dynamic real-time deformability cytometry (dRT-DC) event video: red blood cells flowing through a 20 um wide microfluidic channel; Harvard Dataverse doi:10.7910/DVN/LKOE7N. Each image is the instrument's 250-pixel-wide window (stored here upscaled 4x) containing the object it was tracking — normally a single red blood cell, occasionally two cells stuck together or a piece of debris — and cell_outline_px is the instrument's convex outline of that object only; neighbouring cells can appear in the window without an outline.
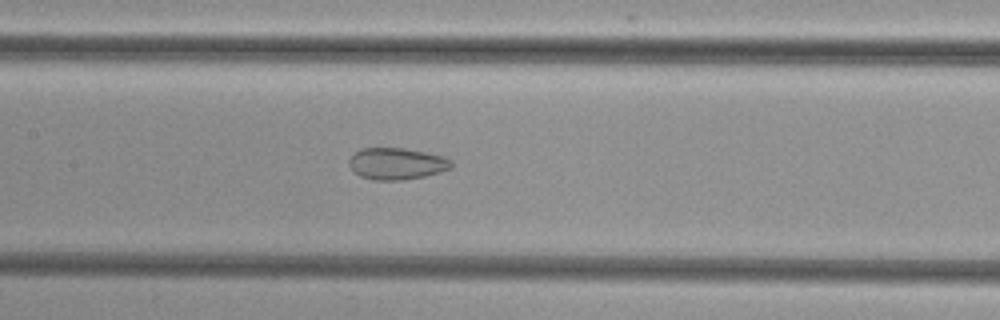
{"species": "common noctule bat (a hibernating species)", "species_latin": "Nyctalus noctula", "temperature_condition": "cold", "stored_images_in_passage": 52, "camera_frame_rate_fps": 3000, "um_per_image_px": 0.085, "animal": {"sex": "female", "body_mass_g": 29.2, "forearm_length_mm": 56.3}, "frame": {"image": 1, "passage_image": 25, "time_ms": 8.0, "image_size_px": [1000, 320], "cell_outline_px": [[452, 168], [440, 172], [424, 176], [404, 180], [372, 180], [360, 176], [348, 164], [348, 160], [360, 148], [404, 148], [444, 156], [452, 160]], "centroid_in_image_um": [33.73, 13.91], "position_along_channel_um": 173.7, "area_um2": 18.9}}
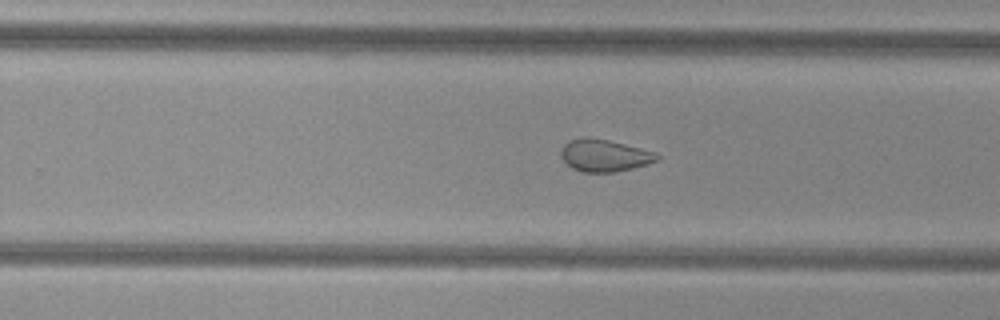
{"frame": {"image": 2, "passage_image": 33, "time_ms": 10.667, "image_size_px": [1000, 320], "cell_outline_px": [[660, 160], [648, 164], [616, 172], [580, 172], [572, 168], [560, 156], [560, 148], [568, 140], [584, 136], [588, 136], [608, 140], [656, 152], [660, 156]], "centroid_in_image_um": [51.36, 13.2], "position_along_channel_um": 278.4, "area_um2": 18.26}}
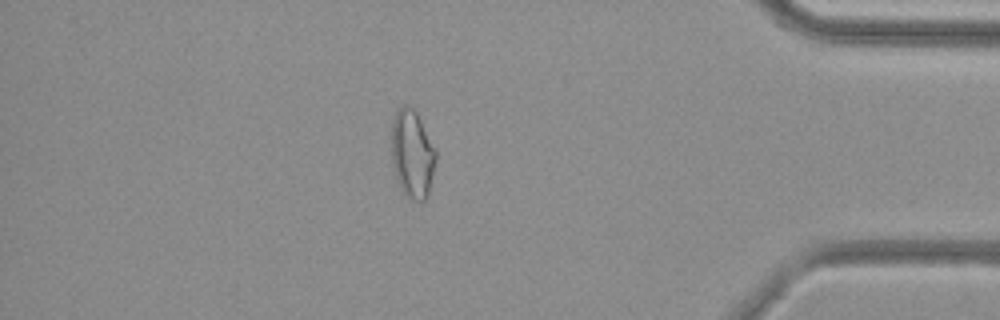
{"frame": {"image": 3, "passage_image": 45, "time_ms": 14.667, "image_size_px": [1000, 320], "cell_outline_px": [[436, 160], [428, 196], [424, 200], [412, 200], [404, 196], [396, 180], [392, 164], [392, 120], [396, 112], [404, 104], [408, 104], [416, 112], [436, 148]], "centroid_in_image_um": [35.04, 13.11], "position_along_channel_um": 400.2, "area_um2": 23.0}}